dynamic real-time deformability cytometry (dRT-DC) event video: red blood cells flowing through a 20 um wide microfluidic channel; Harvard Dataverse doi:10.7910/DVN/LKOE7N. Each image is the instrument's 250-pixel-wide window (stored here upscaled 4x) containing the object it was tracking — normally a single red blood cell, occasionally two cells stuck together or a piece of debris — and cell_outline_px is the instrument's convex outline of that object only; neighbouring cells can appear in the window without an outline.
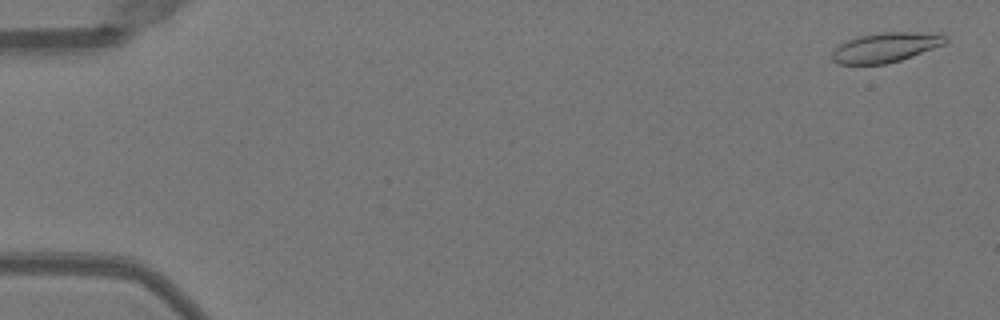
{"species": "Egyptian fruit bat (a non-hibernating species)", "species_latin": "Rousettus aegyptiacus", "temperature_condition": "warm", "stored_images_in_passage": 52, "camera_frame_rate_fps": 3000, "um_per_image_px": 0.085, "animal": {"sex": "female"}, "frame": {"image": 1, "passage_image": 2, "time_ms": 0.333, "image_size_px": [1000, 320], "cell_outline_px": [[948, 40], [944, 44], [912, 56], [900, 60], [884, 64], [836, 64], [832, 60], [832, 52], [840, 44], [848, 40], [860, 36], [880, 32], [940, 32]], "centroid_in_image_um": [75.29, 4.02], "position_along_channel_um": 9.7, "area_um2": 19.59}}
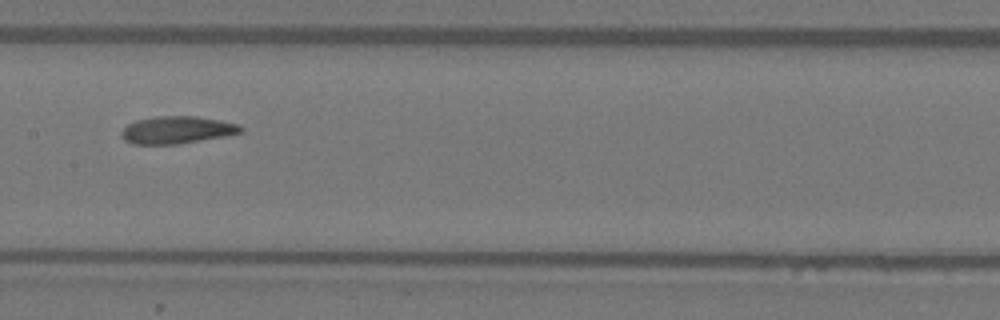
{"frame": {"image": 2, "passage_image": 27, "time_ms": 8.667, "image_size_px": [1000, 320], "cell_outline_px": [[244, 128], [240, 132], [224, 136], [176, 144], [132, 144], [124, 140], [120, 132], [128, 124], [136, 120], [160, 116], [196, 116], [220, 120], [240, 124]], "centroid_in_image_um": [15.03, 11.04], "position_along_channel_um": 192.4, "area_um2": 18.9}}
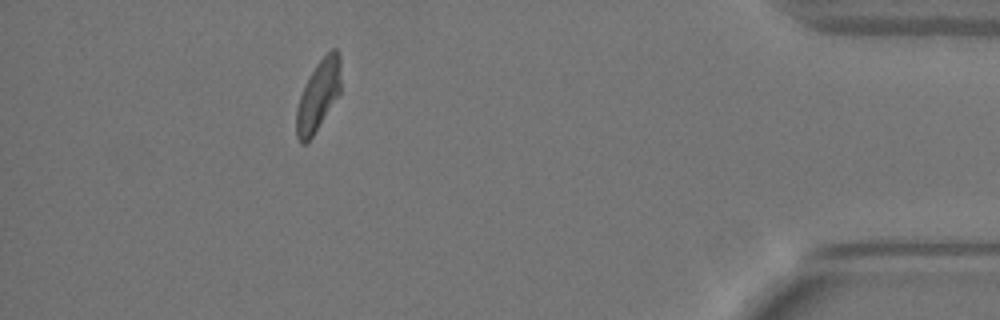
{"frame": {"image": 3, "passage_image": 47, "time_ms": 15.333, "image_size_px": [1000, 320], "cell_outline_px": [[340, 92], [312, 136], [304, 144], [300, 144], [296, 136], [296, 112], [300, 96], [312, 72], [320, 60], [332, 48], [336, 48], [340, 56]], "centroid_in_image_um": [27.05, 8.12], "position_along_channel_um": 408.2, "area_um2": 17.69}, "authors_computed_cell_mechanics": {"area_um2": 19.1607, "velocity_mm_per_s": 3.9777, "shape_relaxation_time_tau1_ms": null, "shape_relaxation_time_tau2_ms": 3.3945, "deformation_change_tau1": null, "deformation_change_tau2": 0.1134}}